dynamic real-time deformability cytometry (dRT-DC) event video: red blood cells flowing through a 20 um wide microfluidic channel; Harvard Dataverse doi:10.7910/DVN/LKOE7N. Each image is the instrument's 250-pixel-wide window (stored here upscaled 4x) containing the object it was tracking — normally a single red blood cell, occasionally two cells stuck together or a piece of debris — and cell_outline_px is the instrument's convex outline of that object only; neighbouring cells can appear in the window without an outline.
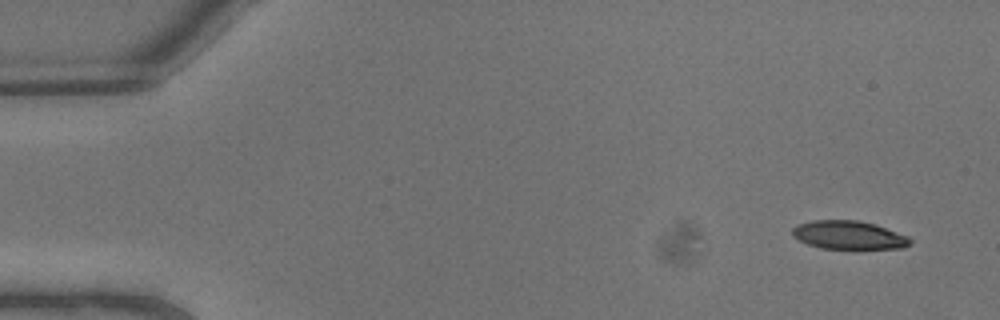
{"species": "common noctule bat (a hibernating species)", "species_latin": "Nyctalus noctula", "temperature_condition": "warm", "stored_images_in_passage": 6, "camera_frame_rate_fps": 3000, "um_per_image_px": 0.085, "animal": {"sex": "male", "body_mass_g": 13.3}, "frame": {"image": 1, "passage_image": 1, "time_ms": 0.0, "image_size_px": [1000, 320], "cell_outline_px": [[912, 244], [904, 248], [856, 252], [852, 252], [820, 248], [808, 244], [792, 236], [792, 228], [796, 224], [812, 220], [860, 220], [876, 224], [908, 236], [912, 240]], "centroid_in_image_um": [72.2, 20.04], "position_along_channel_um": 12.8, "area_um2": 20.87}}
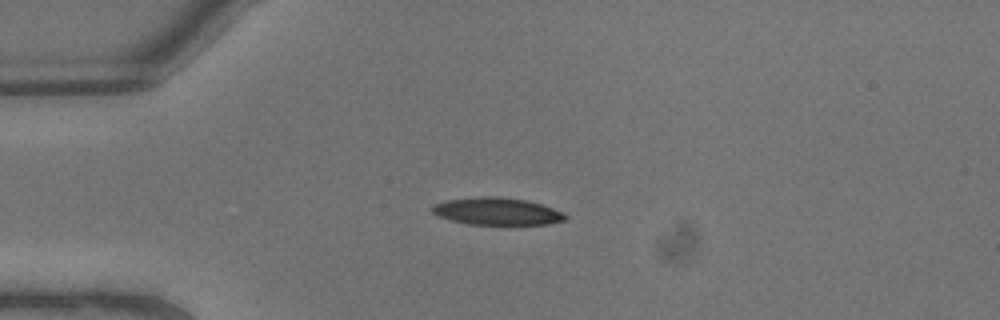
{"frame": {"image": 2, "passage_image": 5, "time_ms": 1.333, "image_size_px": [1000, 320], "cell_outline_px": [[568, 216], [564, 220], [548, 224], [468, 224], [436, 216], [432, 212], [432, 204], [448, 200], [480, 196], [496, 196], [524, 200], [540, 204], [564, 212]], "centroid_in_image_um": [42.22, 17.96], "position_along_channel_um": 42.8, "area_um2": 21.04}}